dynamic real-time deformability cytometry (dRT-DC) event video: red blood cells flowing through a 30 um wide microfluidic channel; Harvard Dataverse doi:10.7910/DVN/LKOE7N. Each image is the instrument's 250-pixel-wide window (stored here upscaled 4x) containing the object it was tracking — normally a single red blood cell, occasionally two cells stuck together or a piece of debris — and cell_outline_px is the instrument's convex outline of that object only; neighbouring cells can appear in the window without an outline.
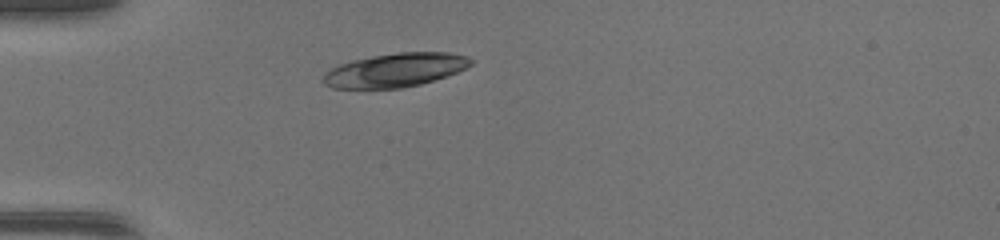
{"species": "common noctule bat (a hibernating species)", "species_latin": "Nyctalus noctula", "temperature_condition": "warm", "stored_images_in_passage": 34, "camera_frame_rate_fps": 3000, "um_per_image_px": 0.085, "animal": {"sex": "female", "body_mass_g": 17.0, "forearm_length_mm": 48.0}, "frame": {"image": 1, "passage_image": 1, "time_ms": 0.0, "image_size_px": [1000, 240], "cell_outline_px": [[476, 60], [472, 64], [456, 72], [420, 84], [400, 88], [332, 88], [324, 84], [324, 76], [332, 68], [340, 64], [352, 60], [372, 56], [396, 52], [448, 52], [468, 56]], "centroid_in_image_um": [33.62, 5.94], "position_along_channel_um": 51.4, "area_um2": 28.78}}
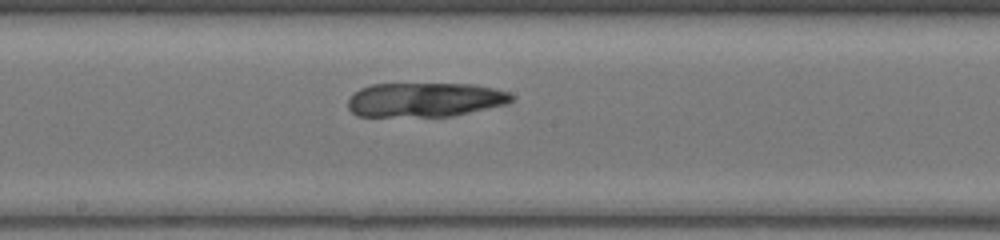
{"frame": {"image": 2, "passage_image": 13, "time_ms": 4.0, "image_size_px": [1000, 240], "cell_outline_px": [[516, 96], [508, 104], [452, 116], [356, 116], [348, 108], [348, 100], [360, 88], [372, 84], [472, 84], [496, 88], [508, 92]], "centroid_in_image_um": [36.16, 8.47], "position_along_channel_um": 212.0, "area_um2": 32.77}}
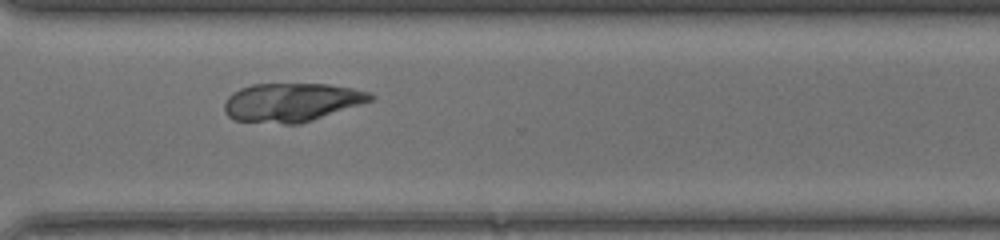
{"frame": {"image": 3, "passage_image": 22, "time_ms": 7.0, "image_size_px": [1000, 240], "cell_outline_px": [[376, 96], [372, 100], [300, 124], [284, 124], [232, 120], [224, 112], [224, 104], [228, 96], [232, 92], [240, 88], [252, 84], [328, 84], [352, 88], [372, 92]], "centroid_in_image_um": [24.76, 8.69], "position_along_channel_um": 345.8, "area_um2": 32.95}}